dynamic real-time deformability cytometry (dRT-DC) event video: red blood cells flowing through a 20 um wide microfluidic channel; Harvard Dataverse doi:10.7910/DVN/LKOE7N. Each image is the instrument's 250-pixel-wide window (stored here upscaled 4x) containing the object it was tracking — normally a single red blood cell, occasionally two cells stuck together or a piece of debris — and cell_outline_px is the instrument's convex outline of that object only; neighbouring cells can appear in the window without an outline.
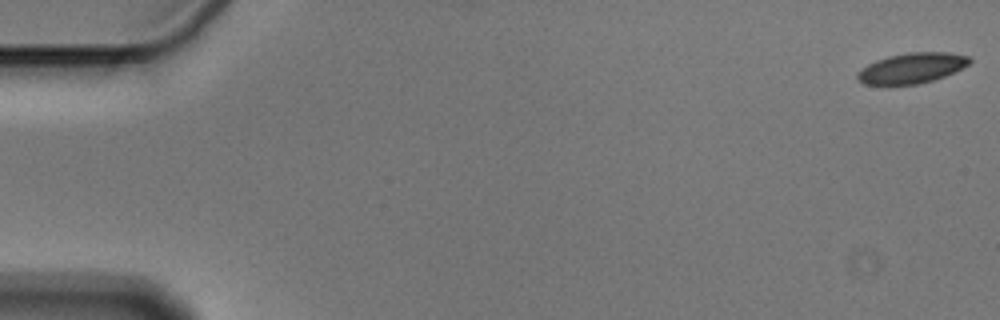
{"species": "Egyptian fruit bat (a non-hibernating species)", "species_latin": "Rousettus aegyptiacus", "temperature_condition": "cold", "stored_images_in_passage": 10, "camera_frame_rate_fps": 3000, "um_per_image_px": 0.085, "animal": {"sex": "male"}, "frame": {"image": 1, "passage_image": 1, "time_ms": 0.0, "image_size_px": [1000, 320], "cell_outline_px": [[972, 60], [968, 64], [944, 76], [932, 80], [916, 84], [864, 84], [856, 76], [856, 72], [868, 64], [876, 60], [888, 56], [908, 52], [948, 52], [968, 56]], "centroid_in_image_um": [77.48, 5.77], "position_along_channel_um": 7.5, "area_um2": 19.54}}